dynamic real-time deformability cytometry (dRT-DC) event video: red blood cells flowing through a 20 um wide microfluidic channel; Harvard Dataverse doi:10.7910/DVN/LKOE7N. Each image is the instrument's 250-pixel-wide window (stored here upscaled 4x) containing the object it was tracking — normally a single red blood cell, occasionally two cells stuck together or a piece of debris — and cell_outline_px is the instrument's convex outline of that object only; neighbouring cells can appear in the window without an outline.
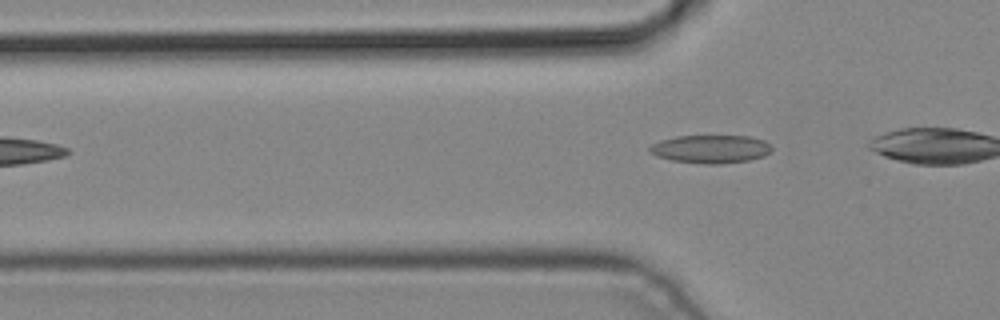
{"species": "common noctule bat (a hibernating species)", "species_latin": "Nyctalus noctula", "temperature_condition": "cold", "stored_images_in_passage": 4, "segment_of_instrument_passage": [2, 2], "camera_frame_rate_fps": 3000, "um_per_image_px": 0.085, "animal": {"sex": "male", "body_mass_g": 19.2, "forearm_length_mm": 51.8}, "frame": {"image": 1, "passage_image": 4, "time_ms": 1.0, "image_size_px": [1000, 320], "cell_outline_px": [[772, 152], [764, 156], [748, 160], [720, 164], [704, 164], [672, 160], [656, 156], [648, 152], [648, 148], [652, 144], [660, 140], [676, 136], [752, 136], [764, 140], [772, 144]], "centroid_in_image_um": [60.43, 12.66], "position_along_channel_um": 65.4, "area_um2": 20.29}}